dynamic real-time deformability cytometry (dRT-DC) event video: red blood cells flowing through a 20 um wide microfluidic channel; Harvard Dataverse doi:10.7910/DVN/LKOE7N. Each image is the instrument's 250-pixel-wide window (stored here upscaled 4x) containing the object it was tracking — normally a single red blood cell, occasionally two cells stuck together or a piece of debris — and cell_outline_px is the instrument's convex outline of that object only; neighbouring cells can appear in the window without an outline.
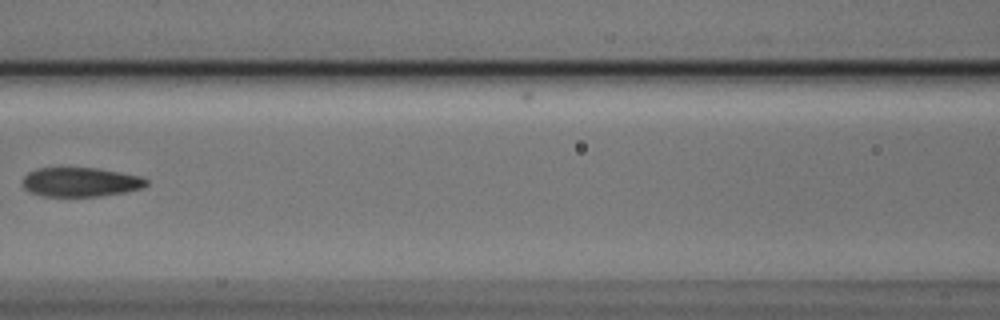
{"species": "Egyptian fruit bat (a non-hibernating species)", "species_latin": "Rousettus aegyptiacus", "temperature_condition": "cold", "stored_images_in_passage": 8, "camera_frame_rate_fps": 3000, "um_per_image_px": 0.085, "animal": {"sex": "male"}, "frame": {"image": 1, "passage_image": 6, "time_ms": 1.667, "image_size_px": [1000, 320], "cell_outline_px": [[148, 184], [140, 188], [124, 192], [100, 196], [40, 196], [24, 188], [24, 176], [28, 172], [36, 168], [96, 168], [140, 176], [148, 180]], "centroid_in_image_um": [6.83, 15.47], "position_along_channel_um": 159.8, "area_um2": 20.87}}
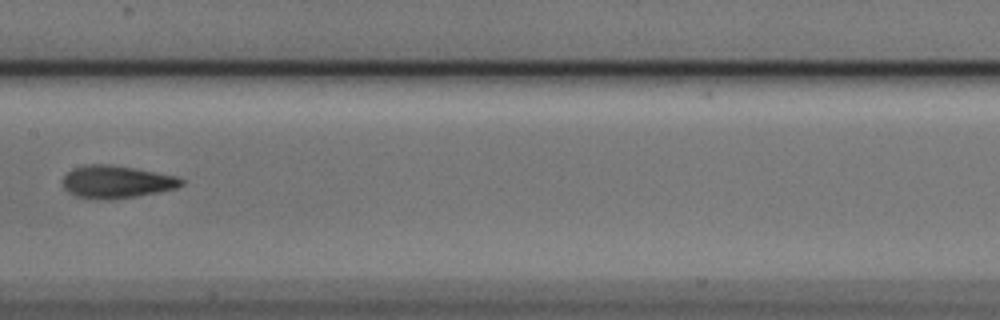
{"frame": {"image": 2, "passage_image": 7, "time_ms": 2.0, "image_size_px": [1000, 320], "cell_outline_px": [[184, 184], [176, 188], [160, 192], [136, 196], [108, 200], [100, 200], [76, 196], [68, 192], [64, 188], [64, 176], [68, 172], [76, 168], [88, 164], [108, 164], [136, 168], [176, 176], [184, 180]], "centroid_in_image_um": [9.93, 15.46], "position_along_channel_um": 197.5, "area_um2": 22.48}}